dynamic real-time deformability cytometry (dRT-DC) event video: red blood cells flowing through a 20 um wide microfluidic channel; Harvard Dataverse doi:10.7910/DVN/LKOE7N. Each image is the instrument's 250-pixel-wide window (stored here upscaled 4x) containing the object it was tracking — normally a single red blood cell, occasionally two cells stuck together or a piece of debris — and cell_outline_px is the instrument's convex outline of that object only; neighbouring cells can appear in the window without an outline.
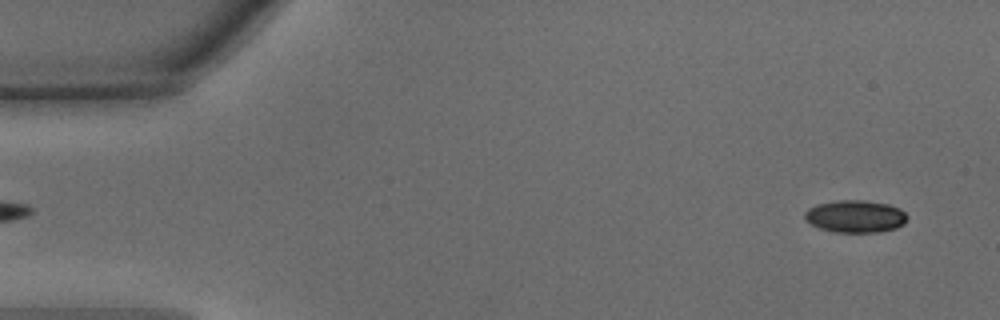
{"species": "common noctule bat (a hibernating species)", "species_latin": "Nyctalus noctula", "temperature_condition": "warm", "stored_images_in_passage": 45, "camera_frame_rate_fps": 3000, "um_per_image_px": 0.085, "animal": {"sex": "male", "body_mass_g": 15.6}, "frame": {"image": 1, "passage_image": 2, "time_ms": 0.333, "image_size_px": [1000, 320], "cell_outline_px": [[908, 216], [904, 224], [896, 228], [880, 232], [836, 232], [820, 228], [812, 224], [804, 216], [804, 212], [808, 208], [816, 204], [836, 200], [864, 200], [888, 204], [900, 208]], "centroid_in_image_um": [72.72, 18.38], "position_along_channel_um": 12.3, "area_um2": 19.36}}
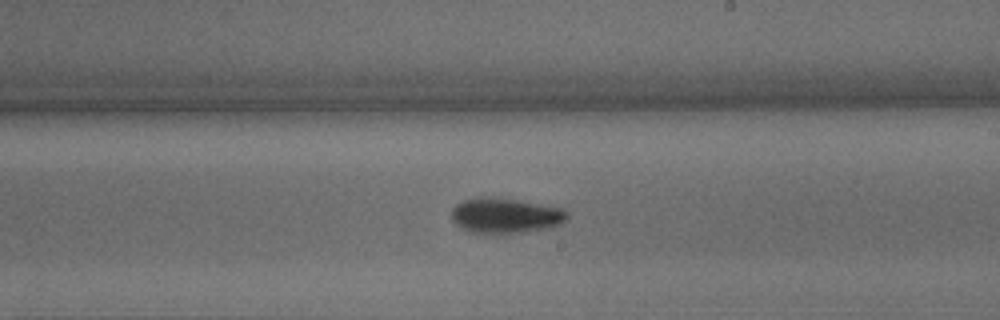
{"frame": {"image": 2, "passage_image": 26, "time_ms": 8.333, "image_size_px": [1000, 320], "cell_outline_px": [[568, 216], [560, 224], [544, 228], [520, 232], [472, 232], [460, 228], [452, 220], [452, 208], [456, 204], [464, 200], [476, 196], [492, 196], [560, 208], [568, 212]], "centroid_in_image_um": [42.89, 18.29], "position_along_channel_um": 246.1, "area_um2": 23.24}}
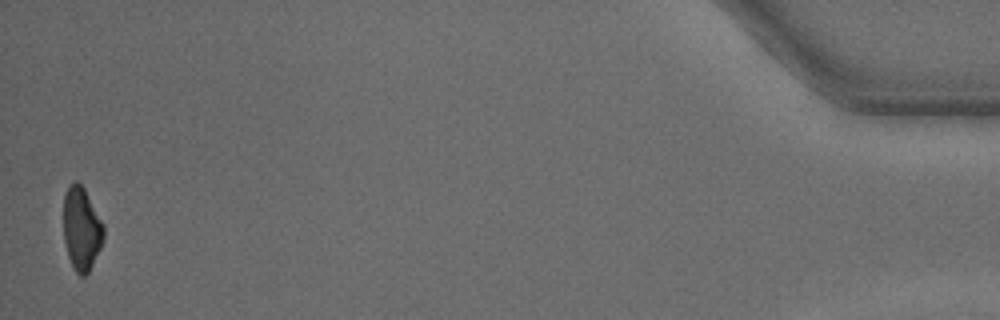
{"frame": {"image": 3, "passage_image": 45, "time_ms": 14.667, "image_size_px": [1000, 320], "cell_outline_px": [[104, 240], [88, 272], [84, 276], [80, 276], [72, 268], [68, 256], [64, 240], [64, 192], [68, 184], [76, 180], [84, 188], [104, 224]], "centroid_in_image_um": [6.92, 19.42], "position_along_channel_um": 428.3, "area_um2": 19.59}, "authors_computed_cell_mechanics": {"area_um2": 20.9236, "velocity_mm_per_s": 4.3473, "shape_relaxation_time_tau1_ms": 2.1535, "shape_relaxation_time_tau2_ms": 10.4451, "deformation_change_tau1": 0.1534, "deformation_change_tau2": 0.1852}}